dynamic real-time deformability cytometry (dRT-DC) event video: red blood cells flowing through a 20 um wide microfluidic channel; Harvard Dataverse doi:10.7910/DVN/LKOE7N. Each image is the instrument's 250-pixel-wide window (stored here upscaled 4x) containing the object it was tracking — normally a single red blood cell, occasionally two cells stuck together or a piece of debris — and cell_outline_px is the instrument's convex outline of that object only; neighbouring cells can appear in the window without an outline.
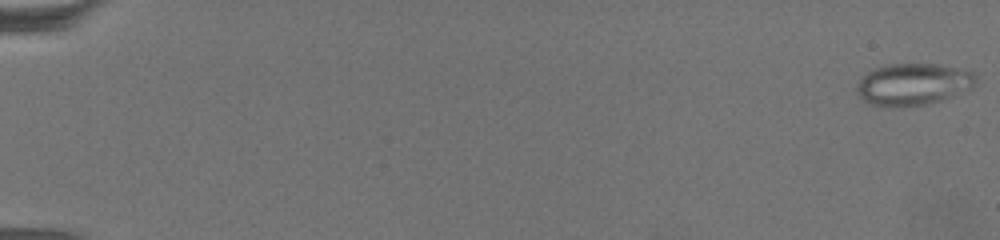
{"species": "common noctule bat (a hibernating species)", "species_latin": "Nyctalus noctula", "temperature_condition": "warm", "stored_images_in_passage": 68, "camera_frame_rate_fps": 3000, "um_per_image_px": 0.085, "animal": {"sex": "female", "body_mass_g": 19.5, "forearm_length_mm": 54.1}, "frame": {"image": 1, "passage_image": 1, "time_ms": 0.0, "image_size_px": [1000, 240], "cell_outline_px": [[976, 80], [972, 88], [952, 96], [928, 104], [872, 104], [864, 100], [856, 92], [856, 84], [868, 72], [876, 68], [888, 64], [936, 64], [956, 68], [972, 72], [976, 76]], "centroid_in_image_um": [77.63, 7.12], "position_along_channel_um": 7.4, "area_um2": 28.09}}
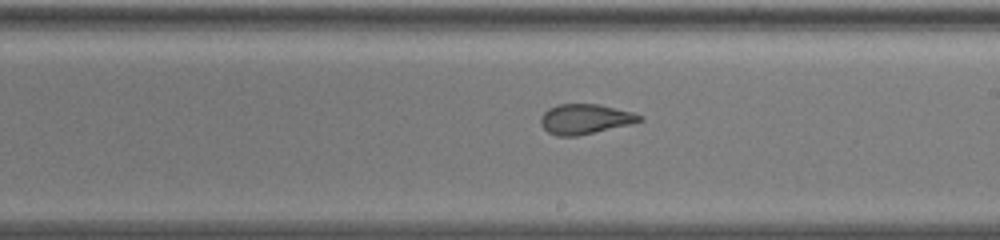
{"frame": {"image": 2, "passage_image": 42, "time_ms": 13.667, "image_size_px": [1000, 240], "cell_outline_px": [[644, 120], [628, 124], [576, 136], [556, 136], [548, 132], [540, 124], [540, 116], [548, 108], [560, 104], [600, 104], [632, 112], [644, 116]], "centroid_in_image_um": [49.7, 10.11], "position_along_channel_um": 239.3, "area_um2": 17.17}}
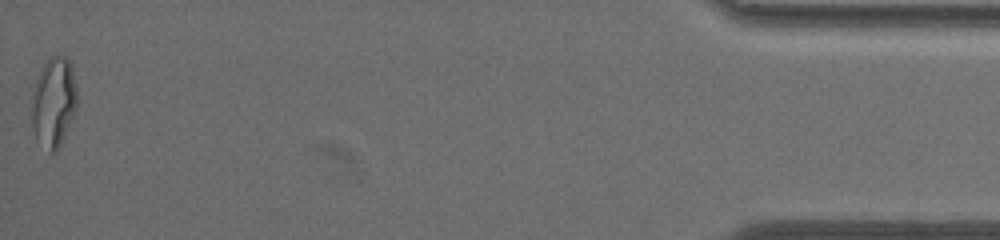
{"frame": {"image": 3, "passage_image": 68, "time_ms": 22.333, "image_size_px": [1000, 240], "cell_outline_px": [[76, 108], [64, 136], [56, 152], [48, 152], [36, 140], [32, 128], [32, 92], [36, 80], [44, 64], [52, 56], [64, 56], [72, 64], [76, 88]], "centroid_in_image_um": [4.55, 8.7], "position_along_channel_um": 430.7, "area_um2": 23.58}, "authors_computed_cell_mechanics": {"area_um2": 21.0103, "velocity_mm_per_s": 3.1866, "shape_relaxation_time_tau1_ms": null, "shape_relaxation_time_tau2_ms": 1.1192, "deformation_change_tau1": null, "deformation_change_tau2": 0.0762}}